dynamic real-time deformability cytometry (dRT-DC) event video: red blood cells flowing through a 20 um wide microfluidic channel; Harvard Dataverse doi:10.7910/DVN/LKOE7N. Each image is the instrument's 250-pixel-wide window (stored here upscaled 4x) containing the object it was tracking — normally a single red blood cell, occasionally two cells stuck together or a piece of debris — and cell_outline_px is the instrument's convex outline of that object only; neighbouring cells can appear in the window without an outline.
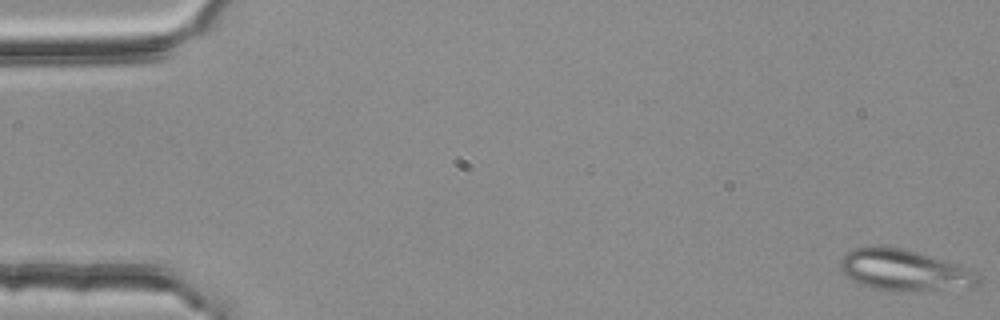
{"species": "common noctule bat (a hibernating species)", "species_latin": "Nyctalus noctula", "temperature_condition": "room temperature", "stored_images_in_passage": 5, "camera_frame_rate_fps": 3000, "um_per_image_px": 0.085, "animal": {"sex": "female", "body_mass_g": 25.1}, "frame": {"image": 1, "passage_image": 1, "time_ms": 0.0, "image_size_px": [1000, 320], "cell_outline_px": [[980, 284], [972, 288], [900, 292], [876, 288], [852, 280], [840, 268], [840, 260], [852, 248], [904, 248], [960, 264], [980, 276]], "centroid_in_image_um": [76.97, 23.0], "position_along_channel_um": 8.0, "area_um2": 32.89}}